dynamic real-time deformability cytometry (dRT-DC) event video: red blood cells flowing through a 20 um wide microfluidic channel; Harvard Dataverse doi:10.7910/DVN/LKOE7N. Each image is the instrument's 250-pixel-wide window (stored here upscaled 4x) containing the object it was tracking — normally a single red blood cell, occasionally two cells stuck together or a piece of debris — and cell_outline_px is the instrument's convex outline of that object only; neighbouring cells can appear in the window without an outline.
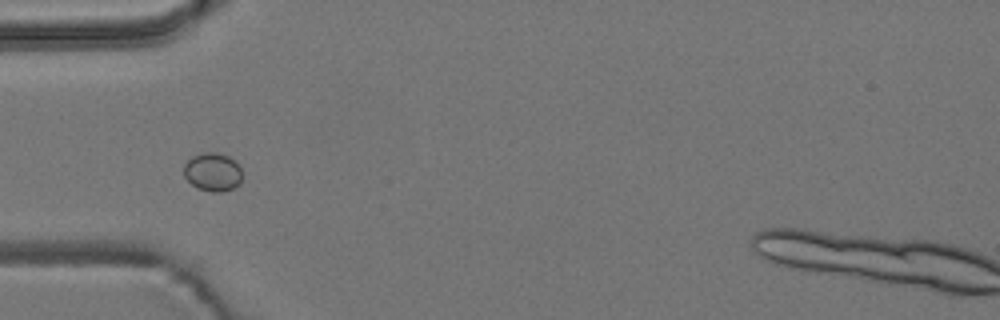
{"species": "common noctule bat (a hibernating species)", "species_latin": "Nyctalus noctula", "temperature_condition": "room temperature", "stored_images_in_passage": 40, "segment_of_instrument_passage": [1, 2], "camera_frame_rate_fps": 3000, "um_per_image_px": 0.085, "animal": {"sex": "male", "body_mass_g": 19.2, "forearm_length_mm": 51.8}, "frame": {"image": 1, "passage_image": 1, "time_ms": 0.0, "image_size_px": [1000, 320], "cell_outline_px": [[240, 184], [232, 188], [220, 192], [212, 192], [196, 188], [184, 176], [184, 164], [192, 156], [200, 152], [216, 152], [228, 156], [240, 168]], "centroid_in_image_um": [18.04, 14.61], "position_along_channel_um": 67.0, "area_um2": 12.95}}
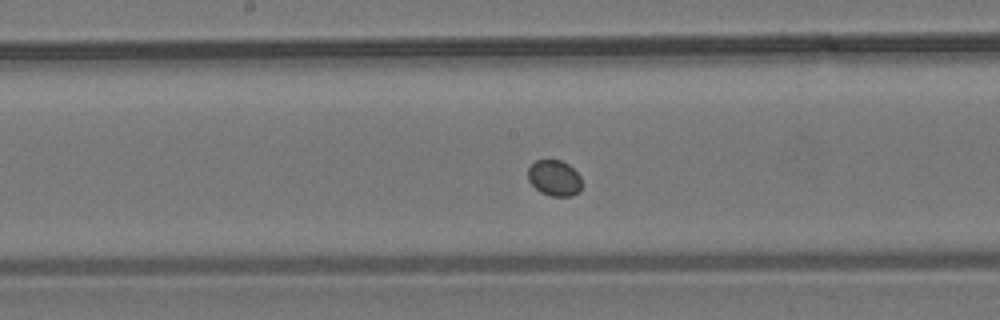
{"frame": {"image": 2, "passage_image": 12, "time_ms": 3.667, "image_size_px": [1000, 320], "cell_outline_px": [[580, 192], [572, 196], [552, 196], [540, 192], [528, 180], [528, 168], [536, 160], [560, 160], [568, 164], [580, 176]], "centroid_in_image_um": [47.11, 15.13], "position_along_channel_um": 201.1, "area_um2": 11.16}}
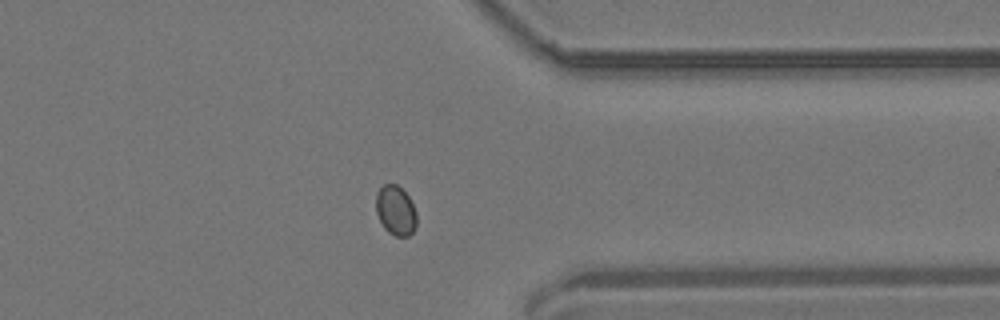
{"frame": {"image": 3, "passage_image": 27, "time_ms": 8.667, "image_size_px": [1000, 320], "cell_outline_px": [[416, 228], [408, 236], [396, 236], [388, 232], [384, 228], [376, 212], [376, 192], [384, 184], [396, 184], [408, 196], [416, 212]], "centroid_in_image_um": [33.62, 17.9], "position_along_channel_um": 377.8, "area_um2": 11.68}}